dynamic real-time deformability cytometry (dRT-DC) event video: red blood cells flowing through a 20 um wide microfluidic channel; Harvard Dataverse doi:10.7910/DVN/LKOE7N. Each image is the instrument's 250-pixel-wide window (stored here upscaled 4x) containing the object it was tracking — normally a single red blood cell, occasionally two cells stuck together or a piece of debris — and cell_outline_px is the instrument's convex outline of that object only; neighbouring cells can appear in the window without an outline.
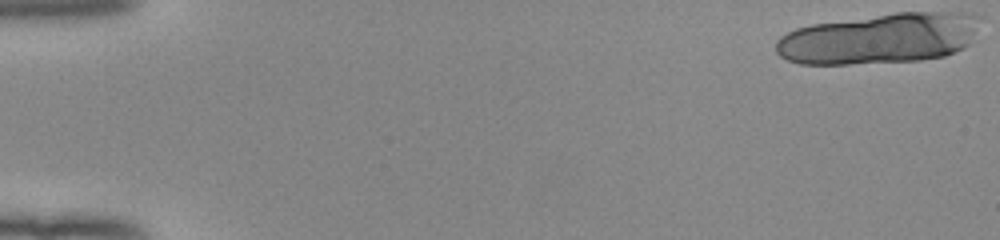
{"species": "human", "species_latin": "Homo sapiens", "temperature_condition": "room temperature", "stored_images_in_passage": 21, "camera_frame_rate_fps": 3000, "um_per_image_px": 0.085, "donor": {"sex": "female"}, "frame": {"image": 1, "passage_image": 1, "time_ms": 0.0, "image_size_px": [1000, 240], "cell_outline_px": [[984, 16], [968, 44], [944, 56], [920, 60], [848, 64], [800, 64], [788, 60], [780, 56], [776, 52], [776, 40], [780, 36], [796, 28], [812, 24], [896, 12], [964, 12]], "centroid_in_image_um": [74.75, 3.26], "position_along_channel_um": 10.2, "area_um2": 60.29}}
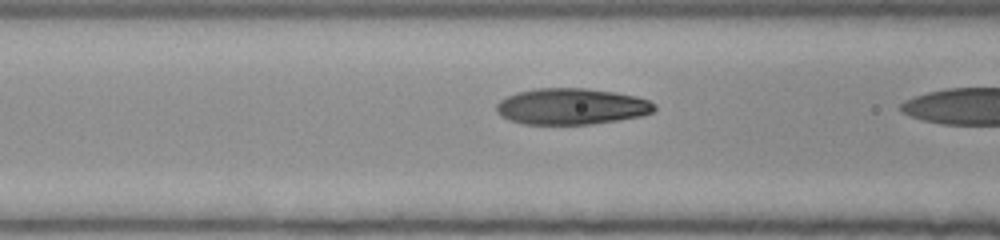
{"frame": {"image": 2, "passage_image": 20, "time_ms": 6.333, "image_size_px": [1000, 240], "cell_outline_px": [[656, 108], [652, 112], [640, 116], [620, 120], [592, 124], [524, 124], [508, 120], [500, 116], [496, 112], [496, 104], [500, 100], [516, 92], [536, 88], [584, 88], [616, 92], [636, 96], [648, 100], [656, 104]], "centroid_in_image_um": [48.56, 9.05], "position_along_channel_um": 118.0, "area_um2": 33.58}}